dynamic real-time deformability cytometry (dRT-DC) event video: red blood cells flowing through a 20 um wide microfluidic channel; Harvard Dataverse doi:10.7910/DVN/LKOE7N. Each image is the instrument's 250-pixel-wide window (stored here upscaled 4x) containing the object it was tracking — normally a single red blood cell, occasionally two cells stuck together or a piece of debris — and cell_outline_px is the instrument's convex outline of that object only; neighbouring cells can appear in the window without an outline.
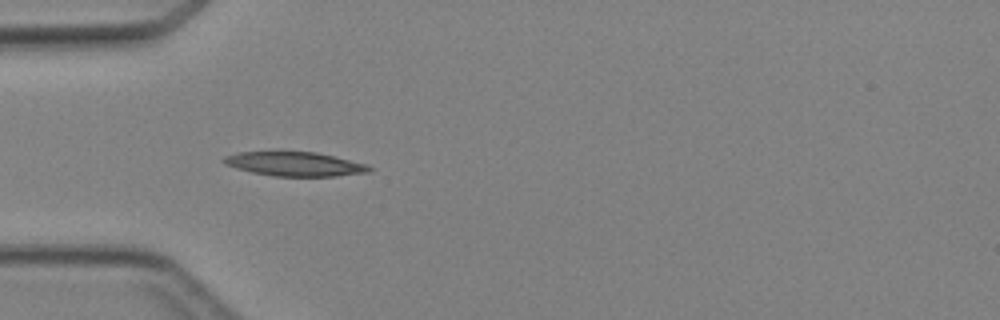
{"species": "Egyptian fruit bat (a non-hibernating species)", "species_latin": "Rousettus aegyptiacus", "temperature_condition": "cold", "stored_images_in_passage": 3, "camera_frame_rate_fps": 3000, "um_per_image_px": 0.085, "animal": {"sex": "female"}, "frame": {"image": 1, "passage_image": 2, "time_ms": 1.0, "image_size_px": [1000, 320], "cell_outline_px": [[372, 172], [336, 176], [276, 176], [252, 172], [236, 168], [224, 164], [220, 160], [224, 156], [240, 152], [316, 152], [368, 164], [372, 168]], "centroid_in_image_um": [25.07, 13.94], "position_along_channel_um": 59.9, "area_um2": 20.46}}
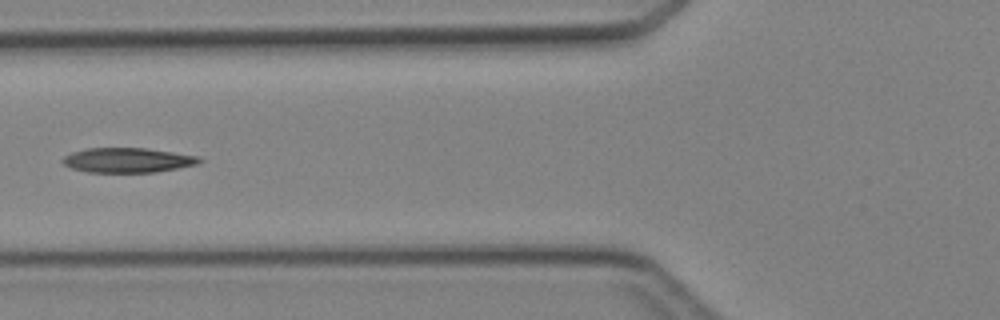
{"frame": {"image": 2, "passage_image": 3, "time_ms": 2.333, "image_size_px": [1000, 320], "cell_outline_px": [[204, 160], [196, 164], [156, 172], [88, 172], [72, 168], [64, 164], [60, 160], [64, 156], [72, 152], [88, 148], [144, 148], [200, 156]], "centroid_in_image_um": [10.84, 13.61], "position_along_channel_um": 115.0, "area_um2": 19.59}}